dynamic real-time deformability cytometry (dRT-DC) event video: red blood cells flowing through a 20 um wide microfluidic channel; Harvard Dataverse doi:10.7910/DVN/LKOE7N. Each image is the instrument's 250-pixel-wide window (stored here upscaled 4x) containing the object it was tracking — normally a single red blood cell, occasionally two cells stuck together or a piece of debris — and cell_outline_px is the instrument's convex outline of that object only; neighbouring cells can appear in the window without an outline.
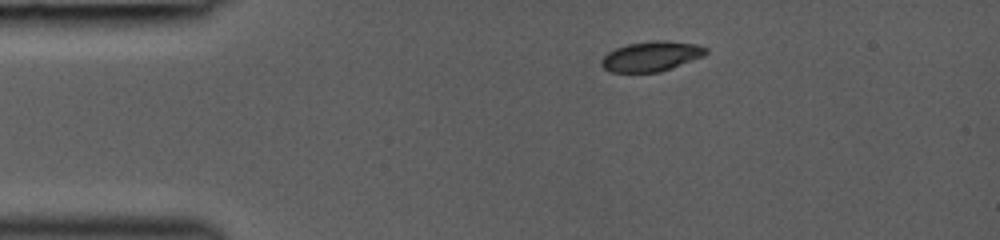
{"species": "common noctule bat (a hibernating species)", "species_latin": "Nyctalus noctula", "temperature_condition": "room temperature", "stored_images_in_passage": 38, "camera_frame_rate_fps": 3000, "um_per_image_px": 0.085, "animal": {"sex": "female", "body_mass_g": 19.0, "forearm_length_mm": 53.3}, "frame": {"image": 1, "passage_image": 1, "time_ms": 0.0, "image_size_px": [1000, 240], "cell_outline_px": [[708, 52], [704, 56], [660, 72], [612, 72], [604, 68], [600, 64], [600, 60], [608, 52], [616, 48], [628, 44], [652, 40], [664, 40], [696, 44], [708, 48]], "centroid_in_image_um": [55.37, 4.78], "position_along_channel_um": 29.6, "area_um2": 18.26}}
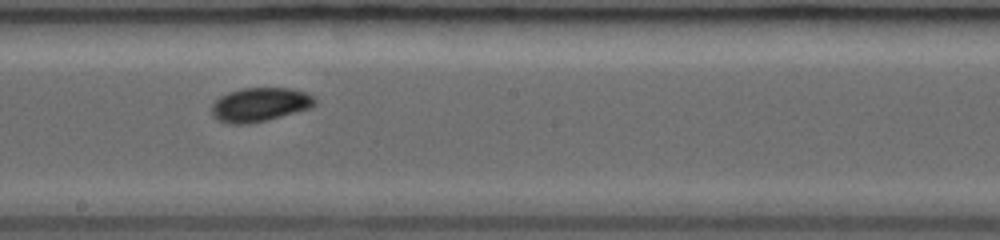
{"frame": {"image": 2, "passage_image": 21, "time_ms": 5.667, "image_size_px": [1000, 240], "cell_outline_px": [[316, 104], [312, 108], [268, 120], [248, 124], [228, 124], [212, 116], [212, 104], [220, 96], [228, 92], [240, 88], [288, 88], [308, 92], [316, 100]], "centroid_in_image_um": [22.11, 8.89], "position_along_channel_um": 226.1, "area_um2": 20.63}}
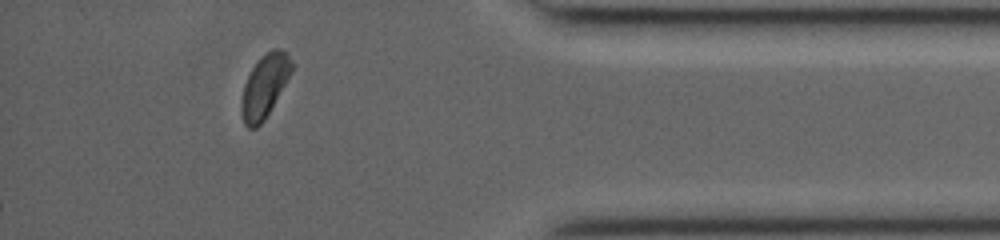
{"frame": {"image": 3, "passage_image": 38, "time_ms": 10.333, "image_size_px": [1000, 240], "cell_outline_px": [[292, 68], [284, 84], [264, 120], [256, 128], [248, 128], [244, 124], [240, 108], [240, 104], [244, 84], [252, 68], [260, 56], [272, 48], [280, 48], [292, 60]], "centroid_in_image_um": [22.44, 7.31], "position_along_channel_um": 412.8, "area_um2": 18.03}}